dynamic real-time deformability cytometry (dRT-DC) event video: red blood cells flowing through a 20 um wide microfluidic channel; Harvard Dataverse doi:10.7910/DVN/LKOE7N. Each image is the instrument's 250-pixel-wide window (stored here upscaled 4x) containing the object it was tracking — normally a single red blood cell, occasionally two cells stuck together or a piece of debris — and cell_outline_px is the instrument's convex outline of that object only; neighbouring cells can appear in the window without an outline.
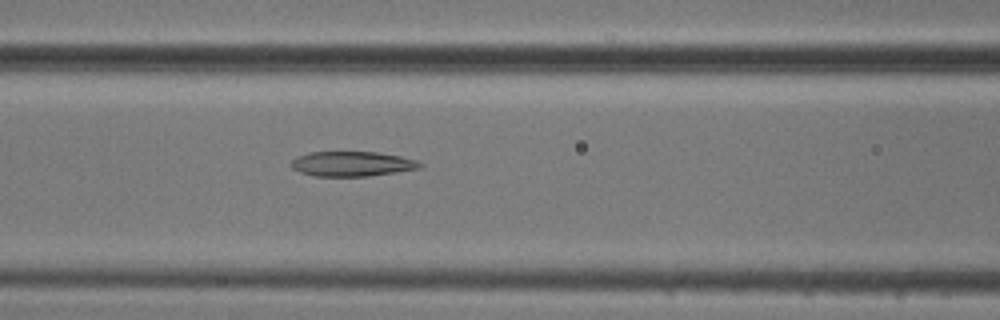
{"species": "common noctule bat (a hibernating species)", "species_latin": "Nyctalus noctula", "temperature_condition": "cold", "stored_images_in_passage": 35, "camera_frame_rate_fps": 3000, "um_per_image_px": 0.085, "animal": {"sex": "male", "body_mass_g": 20.5, "forearm_length_mm": 52.5}, "frame": {"image": 1, "passage_image": 6, "time_ms": 1.667, "image_size_px": [1000, 320], "cell_outline_px": [[424, 164], [420, 168], [368, 176], [312, 176], [300, 172], [292, 168], [292, 160], [296, 156], [308, 152], [376, 152], [400, 156], [416, 160]], "centroid_in_image_um": [29.9, 13.92], "position_along_channel_um": 136.7, "area_um2": 18.61}}
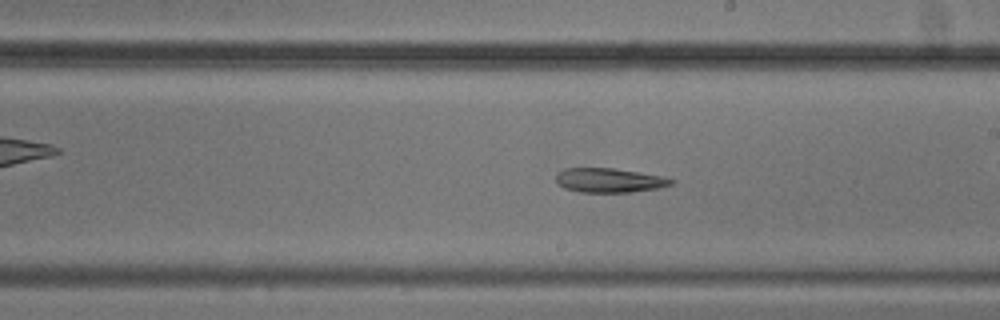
{"frame": {"image": 2, "passage_image": 11, "time_ms": 3.333, "image_size_px": [1000, 320], "cell_outline_px": [[676, 180], [672, 184], [656, 188], [632, 192], [580, 192], [564, 188], [556, 184], [556, 172], [564, 168], [612, 168], [664, 176]], "centroid_in_image_um": [51.75, 15.32], "position_along_channel_um": 237.3, "area_um2": 16.42}}
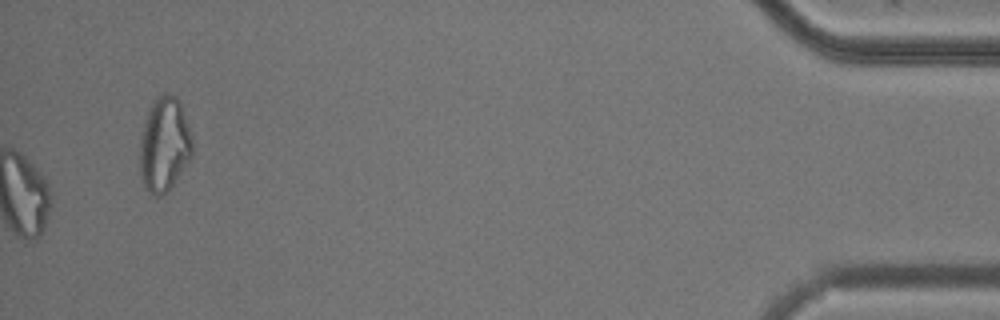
{"frame": {"image": 3, "passage_image": 35, "time_ms": 11.333, "image_size_px": [1000, 320], "cell_outline_px": [[192, 156], [168, 192], [160, 196], [152, 196], [144, 188], [140, 172], [140, 140], [144, 124], [152, 100], [156, 96], [164, 92], [168, 92], [176, 96], [180, 100], [192, 136]], "centroid_in_image_um": [13.97, 12.27], "position_along_channel_um": 421.2, "area_um2": 29.3}}